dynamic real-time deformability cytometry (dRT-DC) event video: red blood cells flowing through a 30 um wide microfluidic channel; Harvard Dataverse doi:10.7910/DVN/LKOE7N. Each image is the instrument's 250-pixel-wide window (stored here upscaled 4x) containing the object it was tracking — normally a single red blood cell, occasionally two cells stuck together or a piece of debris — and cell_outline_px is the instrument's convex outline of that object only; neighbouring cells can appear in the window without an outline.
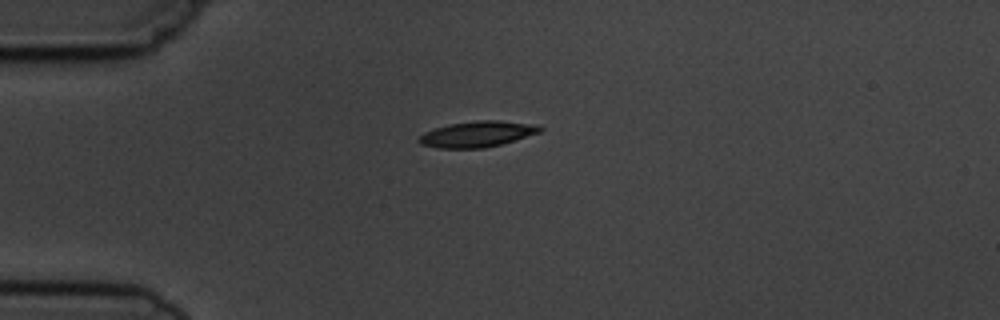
{"species": "common noctule bat (a hibernating species)", "species_latin": "Nyctalus noctula", "temperature_condition": "cold", "stored_images_in_passage": 2, "camera_frame_rate_fps": 3000, "um_per_image_px": 0.085, "animal": {"sex": "male", "body_mass_g": 19.5, "forearm_length_mm": 54.6}, "frame": {"image": 1, "passage_image": 1, "time_ms": 0.0, "image_size_px": [1000, 320], "cell_outline_px": [[544, 128], [540, 132], [500, 144], [484, 148], [440, 148], [420, 144], [416, 140], [424, 132], [448, 124], [476, 120], [500, 120], [536, 124]], "centroid_in_image_um": [40.56, 11.39], "position_along_channel_um": 44.4, "area_um2": 18.21}}